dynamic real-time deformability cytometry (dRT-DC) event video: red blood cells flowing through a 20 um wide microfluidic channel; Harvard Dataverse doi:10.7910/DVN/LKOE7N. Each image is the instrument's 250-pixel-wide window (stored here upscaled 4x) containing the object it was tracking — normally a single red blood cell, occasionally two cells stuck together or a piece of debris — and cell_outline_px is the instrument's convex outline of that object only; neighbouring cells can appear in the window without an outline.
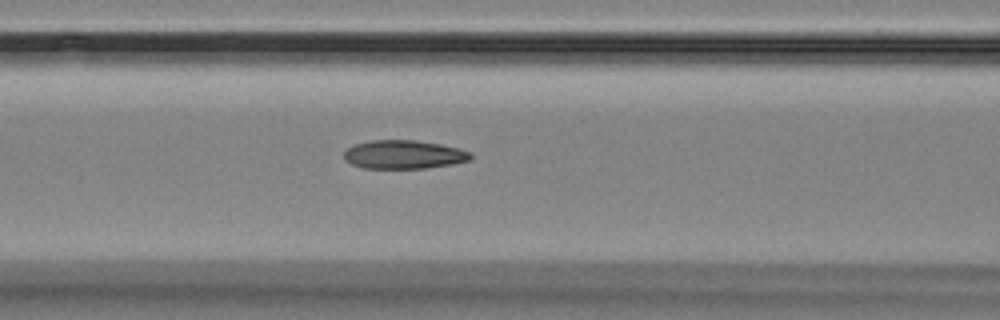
{"species": "Egyptian fruit bat (a non-hibernating species)", "species_latin": "Rousettus aegyptiacus", "temperature_condition": "room temperature", "stored_images_in_passage": 5, "camera_frame_rate_fps": 3000, "um_per_image_px": 0.085, "animal": {"sex": "female"}, "frame": {"image": 1, "passage_image": 5, "time_ms": 6.667, "image_size_px": [1000, 320], "cell_outline_px": [[472, 156], [468, 160], [452, 164], [424, 168], [364, 168], [352, 164], [344, 160], [344, 152], [352, 144], [372, 140], [416, 140], [440, 144], [460, 148], [472, 152]], "centroid_in_image_um": [34.31, 13.12], "position_along_channel_um": 132.3, "area_um2": 21.15}}